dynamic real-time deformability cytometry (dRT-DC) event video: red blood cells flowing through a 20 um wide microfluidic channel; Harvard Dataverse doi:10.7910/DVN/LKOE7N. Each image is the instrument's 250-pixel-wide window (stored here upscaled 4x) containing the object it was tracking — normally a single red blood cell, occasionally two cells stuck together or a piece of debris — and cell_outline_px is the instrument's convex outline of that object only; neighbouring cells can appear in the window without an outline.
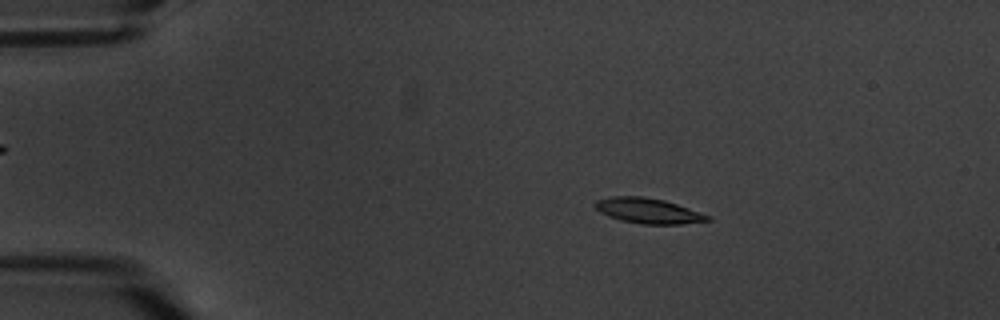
{"species": "common noctule bat (a hibernating species)", "species_latin": "Nyctalus noctula", "temperature_condition": "warm", "stored_images_in_passage": 6, "camera_frame_rate_fps": 3000, "um_per_image_px": 0.085, "animal": {"sex": "male", "body_mass_g": 20.1, "forearm_length_mm": 53.5}, "frame": {"image": 1, "passage_image": 4, "time_ms": 3.333, "image_size_px": [1000, 320], "cell_outline_px": [[712, 220], [680, 224], [640, 224], [620, 220], [608, 216], [600, 212], [592, 204], [596, 200], [612, 196], [644, 196], [664, 200], [712, 216]], "centroid_in_image_um": [55.08, 17.91], "position_along_channel_um": 29.9, "area_um2": 16.65}}